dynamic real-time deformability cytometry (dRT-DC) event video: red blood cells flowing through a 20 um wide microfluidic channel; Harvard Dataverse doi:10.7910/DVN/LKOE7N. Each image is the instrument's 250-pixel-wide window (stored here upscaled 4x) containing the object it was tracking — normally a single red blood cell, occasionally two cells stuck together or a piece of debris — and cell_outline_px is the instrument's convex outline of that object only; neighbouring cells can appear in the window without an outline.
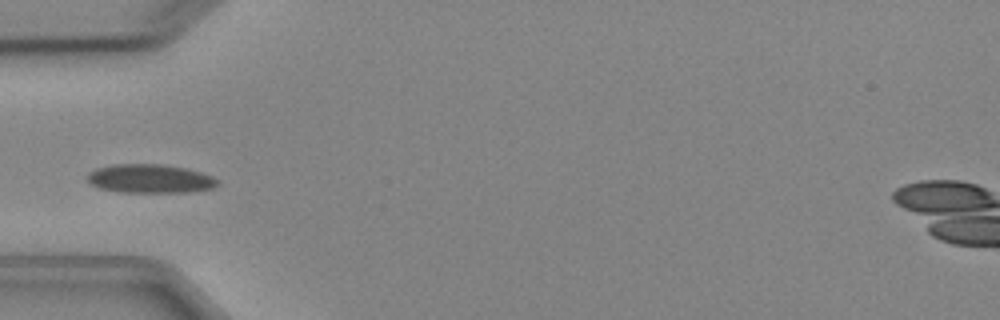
{"species": "Egyptian fruit bat (a non-hibernating species)", "species_latin": "Rousettus aegyptiacus", "temperature_condition": "cold", "stored_images_in_passage": 5, "camera_frame_rate_fps": 3000, "um_per_image_px": 0.085, "animal": {"sex": "female"}, "frame": {"image": 1, "passage_image": 5, "time_ms": 5.667, "image_size_px": [1000, 320], "cell_outline_px": [[220, 184], [212, 188], [188, 192], [120, 192], [96, 188], [88, 184], [88, 172], [96, 168], [112, 164], [164, 164], [184, 168], [200, 172], [212, 176], [220, 180]], "centroid_in_image_um": [12.72, 15.19], "position_along_channel_um": 72.3, "area_um2": 22.08}}